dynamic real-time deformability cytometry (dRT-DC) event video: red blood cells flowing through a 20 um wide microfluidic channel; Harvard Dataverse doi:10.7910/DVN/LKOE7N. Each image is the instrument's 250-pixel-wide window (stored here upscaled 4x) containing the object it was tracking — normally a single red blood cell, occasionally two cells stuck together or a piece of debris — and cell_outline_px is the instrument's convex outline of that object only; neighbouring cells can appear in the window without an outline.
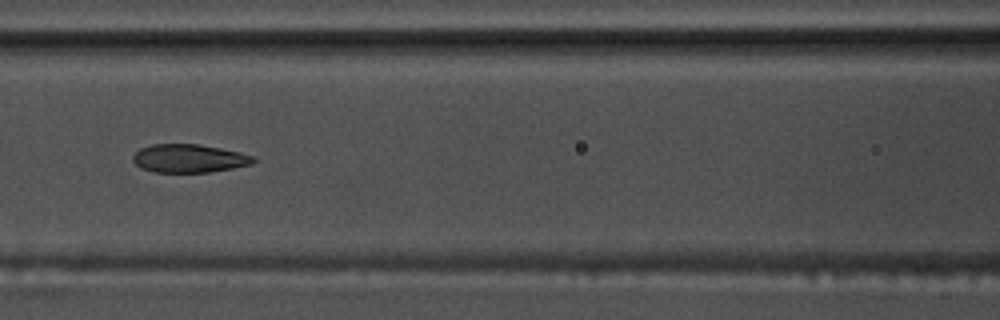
{"species": "common noctule bat (a hibernating species)", "species_latin": "Nyctalus noctula", "temperature_condition": "warm", "stored_images_in_passage": 25, "camera_frame_rate_fps": 3000, "um_per_image_px": 0.085, "animal": {"sex": "male", "body_mass_g": 17.5, "forearm_length_mm": 52.3}, "frame": {"image": 1, "passage_image": 11, "time_ms": 3.333, "image_size_px": [1000, 320], "cell_outline_px": [[256, 160], [252, 164], [232, 168], [208, 172], [156, 172], [140, 168], [132, 160], [132, 156], [140, 148], [152, 144], [200, 144], [240, 152], [256, 156]], "centroid_in_image_um": [16.08, 13.46], "position_along_channel_um": 150.5, "area_um2": 19.94}}